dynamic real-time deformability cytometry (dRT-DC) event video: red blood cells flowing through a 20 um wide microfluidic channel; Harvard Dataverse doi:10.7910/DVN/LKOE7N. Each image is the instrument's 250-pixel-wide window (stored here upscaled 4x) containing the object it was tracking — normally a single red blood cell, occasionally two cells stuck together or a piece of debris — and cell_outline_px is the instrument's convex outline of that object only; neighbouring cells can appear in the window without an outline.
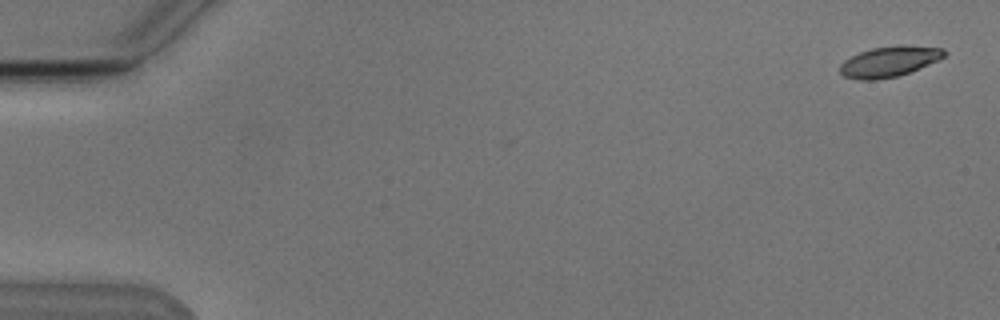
{"species": "Egyptian fruit bat (a non-hibernating species)", "species_latin": "Rousettus aegyptiacus", "temperature_condition": "cold", "stored_images_in_passage": 8, "camera_frame_rate_fps": 3000, "um_per_image_px": 0.085, "animal": {"sex": "male"}, "frame": {"image": 1, "passage_image": 1, "time_ms": 0.0, "image_size_px": [1000, 320], "cell_outline_px": [[948, 52], [944, 56], [928, 64], [908, 72], [896, 76], [872, 80], [860, 80], [844, 76], [840, 72], [840, 64], [844, 60], [860, 52], [872, 48], [896, 44], [900, 44], [944, 48]], "centroid_in_image_um": [75.58, 5.2], "position_along_channel_um": 9.4, "area_um2": 18.44}}
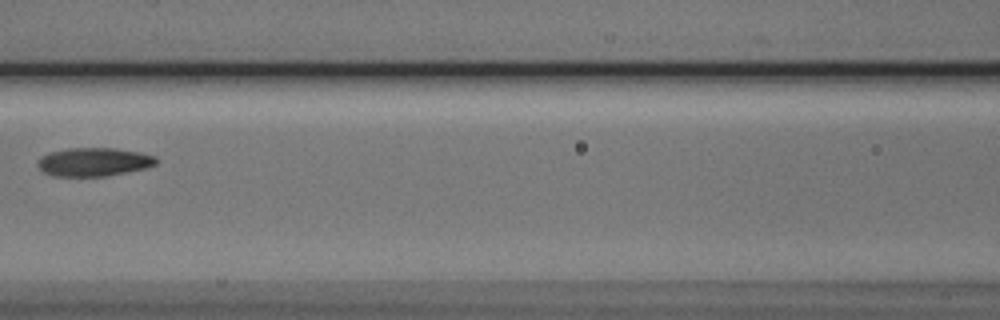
{"frame": {"image": 2, "passage_image": 7, "time_ms": 8.0, "image_size_px": [1000, 320], "cell_outline_px": [[156, 164], [144, 168], [104, 176], [56, 176], [44, 172], [36, 164], [36, 160], [40, 156], [52, 152], [68, 148], [116, 148], [140, 152], [156, 156]], "centroid_in_image_um": [7.94, 13.75], "position_along_channel_um": 158.7, "area_um2": 19.54}}
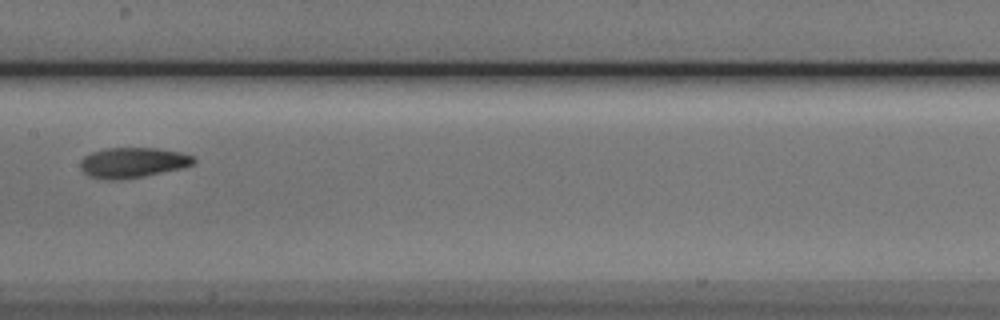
{"frame": {"image": 3, "passage_image": 8, "time_ms": 9.0, "image_size_px": [1000, 320], "cell_outline_px": [[196, 160], [192, 164], [184, 168], [144, 176], [116, 180], [112, 180], [88, 176], [80, 168], [80, 160], [84, 156], [92, 152], [108, 148], [156, 148], [180, 152], [192, 156]], "centroid_in_image_um": [11.28, 13.82], "position_along_channel_um": 196.1, "area_um2": 19.94}}